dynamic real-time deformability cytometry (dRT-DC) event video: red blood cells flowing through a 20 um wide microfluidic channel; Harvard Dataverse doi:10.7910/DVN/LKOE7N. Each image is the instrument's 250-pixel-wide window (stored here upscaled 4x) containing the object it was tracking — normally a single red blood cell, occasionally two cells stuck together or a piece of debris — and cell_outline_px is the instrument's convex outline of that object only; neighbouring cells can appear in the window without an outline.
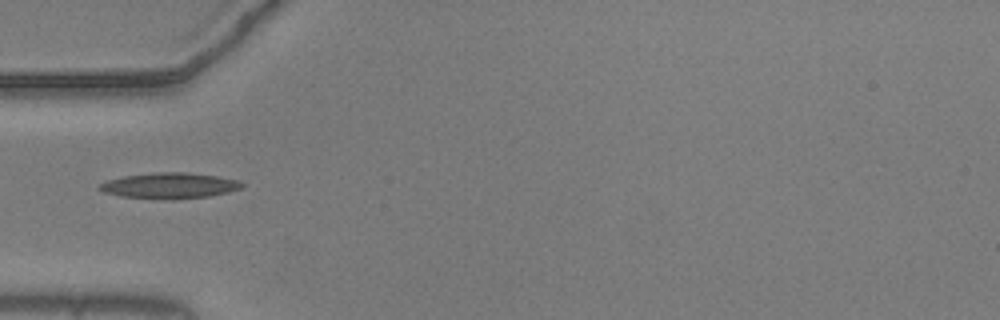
{"species": "common noctule bat (a hibernating species)", "species_latin": "Nyctalus noctula", "temperature_condition": "warm", "stored_images_in_passage": 38, "camera_frame_rate_fps": 3000, "um_per_image_px": 0.085, "animal": {"sex": "male", "body_mass_g": 20.5, "forearm_length_mm": 52.5}, "frame": {"image": 1, "passage_image": 1, "time_ms": 0.0, "image_size_px": [1000, 320], "cell_outline_px": [[244, 188], [228, 192], [208, 196], [172, 200], [164, 200], [124, 196], [104, 192], [96, 188], [96, 184], [108, 180], [124, 176], [152, 172], [188, 172], [216, 176], [236, 180], [244, 184]], "centroid_in_image_um": [14.38, 15.78], "position_along_channel_um": 70.6, "area_um2": 21.56}}
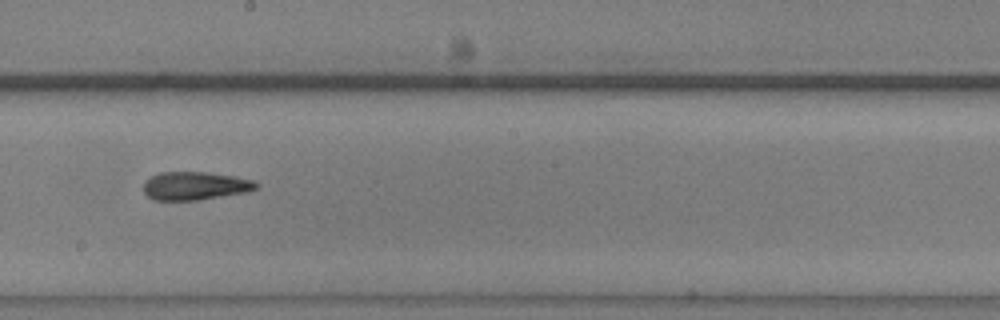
{"frame": {"image": 2, "passage_image": 14, "time_ms": 4.333, "image_size_px": [1000, 320], "cell_outline_px": [[260, 184], [256, 188], [248, 192], [200, 200], [152, 200], [144, 192], [144, 180], [160, 172], [208, 172], [232, 176], [252, 180]], "centroid_in_image_um": [16.57, 15.8], "position_along_channel_um": 231.6, "area_um2": 18.61}}
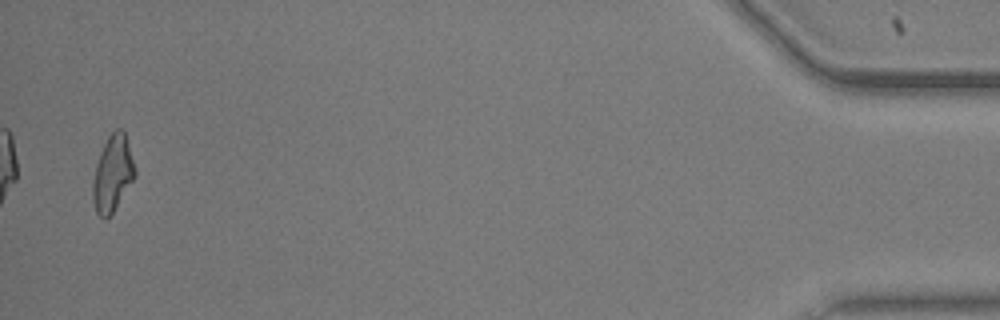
{"frame": {"image": 3, "passage_image": 37, "time_ms": 12.0, "image_size_px": [1000, 320], "cell_outline_px": [[136, 176], [112, 212], [104, 220], [96, 212], [92, 200], [92, 184], [96, 164], [100, 152], [108, 136], [116, 128], [124, 128], [136, 172]], "centroid_in_image_um": [9.56, 14.73], "position_along_channel_um": 425.6, "area_um2": 18.61}, "authors_computed_cell_mechanics": {"area_um2": 18.8139, "velocity_mm_per_s": 3.6905, "shape_relaxation_time_tau1_ms": null, "shape_relaxation_time_tau2_ms": 3.6318, "deformation_change_tau1": null, "deformation_change_tau2": 0.1432}}